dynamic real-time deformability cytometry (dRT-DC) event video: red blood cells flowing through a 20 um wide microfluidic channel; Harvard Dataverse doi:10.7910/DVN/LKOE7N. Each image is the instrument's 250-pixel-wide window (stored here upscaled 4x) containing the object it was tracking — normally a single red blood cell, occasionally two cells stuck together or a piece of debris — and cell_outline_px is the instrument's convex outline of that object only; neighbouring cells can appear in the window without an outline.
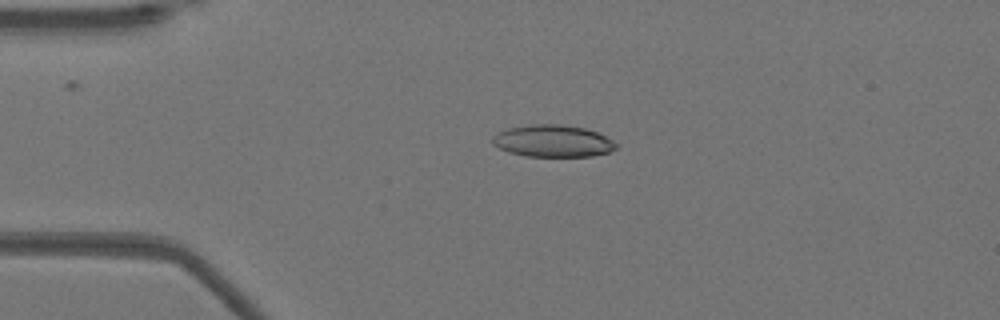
{"species": "Egyptian fruit bat (a non-hibernating species)", "species_latin": "Rousettus aegyptiacus", "temperature_condition": "warm", "stored_images_in_passage": 41, "camera_frame_rate_fps": 3000, "um_per_image_px": 0.085, "animal": {"sex": "female"}, "frame": {"image": 1, "passage_image": 1, "time_ms": 0.0, "image_size_px": [1000, 320], "cell_outline_px": [[620, 144], [616, 148], [608, 152], [592, 156], [524, 156], [508, 152], [492, 144], [492, 136], [496, 132], [508, 128], [532, 124], [560, 124], [584, 128], [596, 132]], "centroid_in_image_um": [46.96, 11.98], "position_along_channel_um": 38.0, "area_um2": 23.12}}
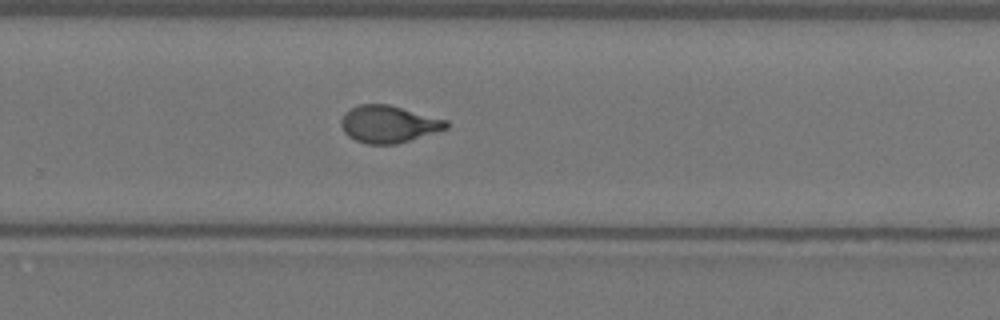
{"frame": {"image": 2, "passage_image": 23, "time_ms": 7.333, "image_size_px": [1000, 320], "cell_outline_px": [[448, 128], [396, 144], [364, 144], [348, 136], [344, 132], [340, 124], [340, 120], [344, 112], [360, 104], [388, 104], [448, 120]], "centroid_in_image_um": [32.99, 10.55], "position_along_channel_um": 296.8, "area_um2": 22.72}}
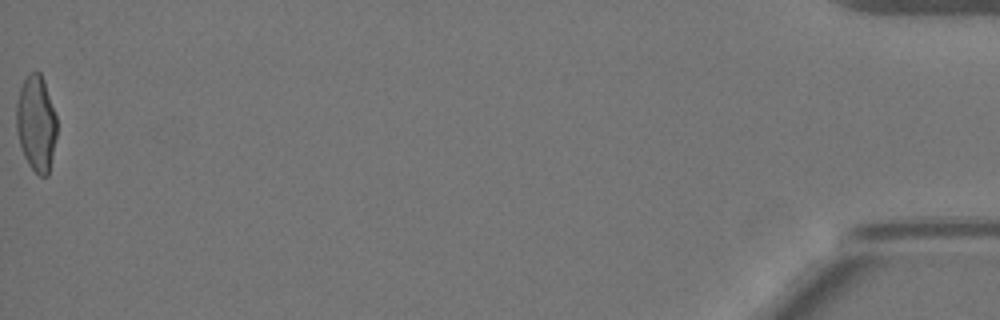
{"frame": {"image": 3, "passage_image": 41, "time_ms": 13.333, "image_size_px": [1000, 320], "cell_outline_px": [[56, 136], [48, 176], [40, 176], [28, 164], [24, 156], [20, 144], [16, 128], [16, 104], [20, 88], [28, 72], [40, 72], [44, 80], [56, 116]], "centroid_in_image_um": [3.07, 10.47], "position_along_channel_um": 432.1, "area_um2": 22.48}, "authors_computed_cell_mechanics": {"area_um2": 22.7154, "velocity_mm_per_s": 3.9437, "shape_relaxation_time_tau1_ms": 7.3978, "shape_relaxation_time_tau2_ms": 1.2155, "deformation_change_tau1": 0.2442, "deformation_change_tau2": 0.0802}}